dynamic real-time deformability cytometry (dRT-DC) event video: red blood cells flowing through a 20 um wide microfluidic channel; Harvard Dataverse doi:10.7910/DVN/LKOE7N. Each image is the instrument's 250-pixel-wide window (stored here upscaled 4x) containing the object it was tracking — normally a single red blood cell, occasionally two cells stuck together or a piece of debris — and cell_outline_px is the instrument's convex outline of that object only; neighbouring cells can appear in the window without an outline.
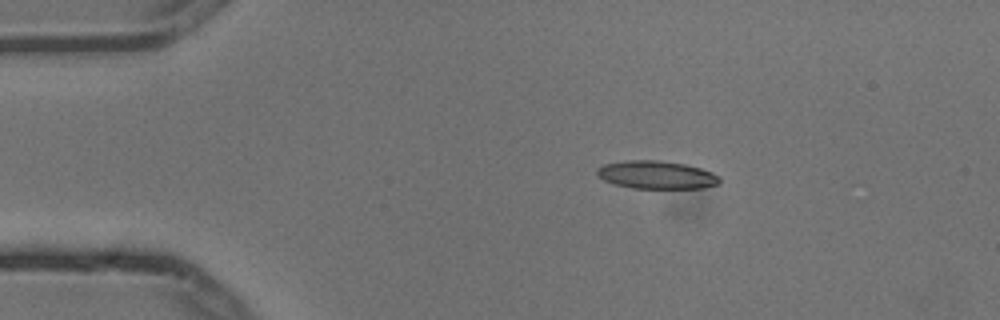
{"species": "common noctule bat (a hibernating species)", "species_latin": "Nyctalus noctula", "temperature_condition": "cold", "stored_images_in_passage": 4, "camera_frame_rate_fps": 3000, "um_per_image_px": 0.085, "animal": {"sex": "male", "body_mass_g": 13.3}, "frame": {"image": 1, "passage_image": 2, "time_ms": 0.333, "image_size_px": [1000, 320], "cell_outline_px": [[720, 184], [704, 188], [632, 188], [612, 184], [596, 176], [596, 168], [604, 164], [628, 160], [660, 160], [684, 164], [700, 168], [712, 172], [720, 176]], "centroid_in_image_um": [55.79, 14.87], "position_along_channel_um": 29.2, "area_um2": 20.23}}